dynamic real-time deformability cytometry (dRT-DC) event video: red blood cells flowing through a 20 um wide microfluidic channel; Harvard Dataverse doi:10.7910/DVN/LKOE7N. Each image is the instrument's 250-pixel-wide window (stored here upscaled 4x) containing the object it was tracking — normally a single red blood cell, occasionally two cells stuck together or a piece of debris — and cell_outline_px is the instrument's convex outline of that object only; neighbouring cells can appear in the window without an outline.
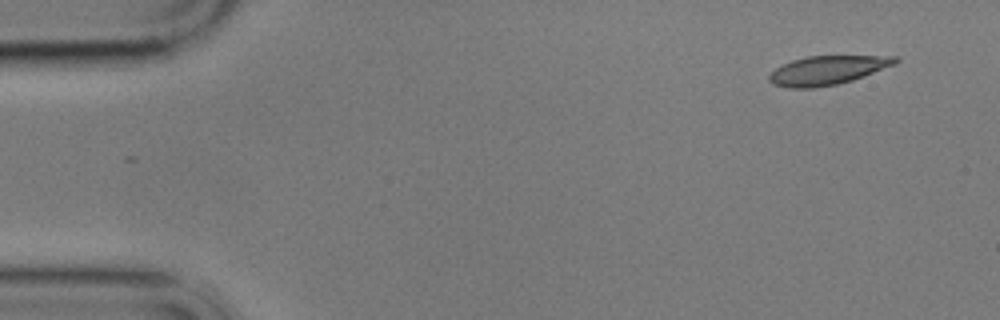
{"species": "common noctule bat (a hibernating species)", "species_latin": "Nyctalus noctula", "temperature_condition": "cold", "stored_images_in_passage": 9, "camera_frame_rate_fps": 3000, "um_per_image_px": 0.085, "animal": {"sex": "male", "body_mass_g": 17.9}, "frame": {"image": 1, "passage_image": 1, "time_ms": 0.0, "image_size_px": [1000, 320], "cell_outline_px": [[900, 60], [896, 64], [864, 76], [852, 80], [836, 84], [812, 88], [788, 88], [772, 84], [768, 80], [768, 76], [776, 68], [792, 60], [808, 56], [900, 56]], "centroid_in_image_um": [70.35, 5.97], "position_along_channel_um": 14.7, "area_um2": 21.21}}
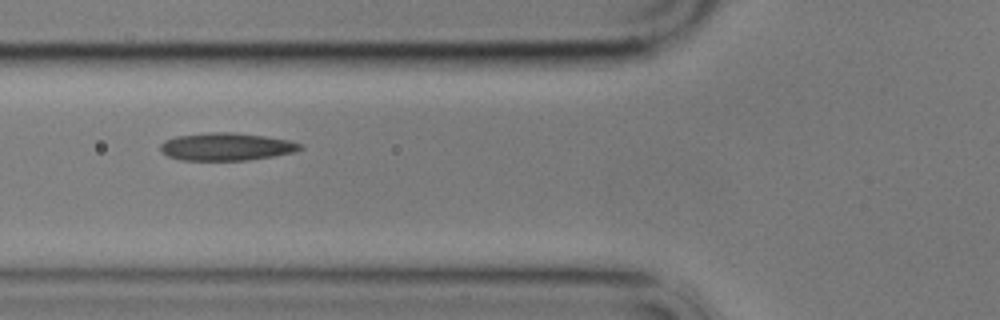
{"frame": {"image": 2, "passage_image": 6, "time_ms": 5.667, "image_size_px": [1000, 320], "cell_outline_px": [[304, 148], [296, 152], [248, 160], [180, 160], [168, 156], [160, 152], [160, 144], [164, 140], [176, 136], [208, 132], [232, 132], [264, 136], [288, 140], [304, 144]], "centroid_in_image_um": [19.23, 12.47], "position_along_channel_um": 106.6, "area_um2": 22.72}}
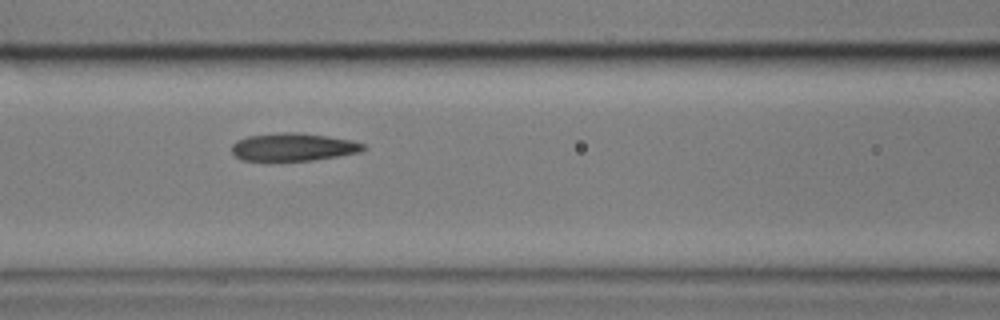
{"frame": {"image": 3, "passage_image": 7, "time_ms": 6.667, "image_size_px": [1000, 320], "cell_outline_px": [[368, 148], [360, 152], [340, 156], [312, 160], [268, 164], [240, 160], [232, 152], [232, 144], [236, 140], [248, 136], [284, 132], [296, 132], [352, 140], [364, 144]], "centroid_in_image_um": [24.86, 12.55], "position_along_channel_um": 141.7, "area_um2": 22.25}}